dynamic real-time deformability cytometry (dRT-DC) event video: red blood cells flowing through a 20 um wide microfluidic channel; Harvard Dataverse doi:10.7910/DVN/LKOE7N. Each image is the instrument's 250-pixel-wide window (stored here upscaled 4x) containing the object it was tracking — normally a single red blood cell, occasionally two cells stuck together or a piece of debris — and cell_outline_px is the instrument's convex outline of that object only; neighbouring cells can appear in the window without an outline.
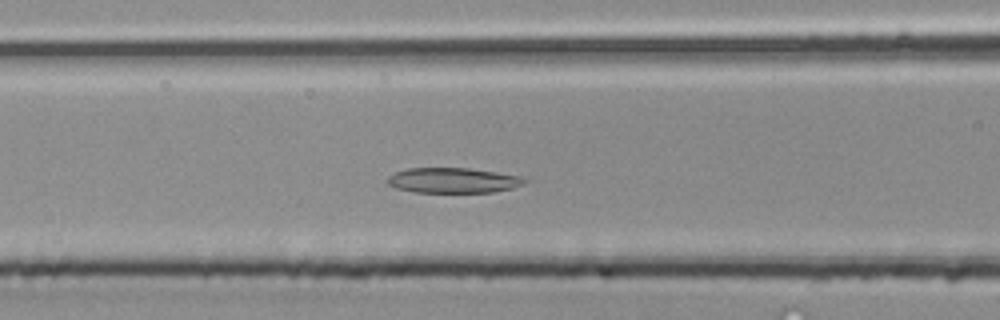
{"species": "common noctule bat (a hibernating species)", "species_latin": "Nyctalus noctula", "temperature_condition": "room temperature", "stored_images_in_passage": 41, "segment_of_instrument_passage": [2, 2], "camera_frame_rate_fps": 3000, "um_per_image_px": 0.085, "animal": {"sex": "male", "body_mass_g": 20.4}, "frame": {"image": 1, "passage_image": 14, "time_ms": 4.333, "image_size_px": [1000, 320], "cell_outline_px": [[528, 180], [524, 184], [512, 188], [492, 192], [412, 192], [396, 188], [388, 184], [388, 176], [396, 172], [408, 168], [468, 168], [496, 172], [520, 176]], "centroid_in_image_um": [38.51, 15.33], "position_along_channel_um": 128.1, "area_um2": 20.06}}
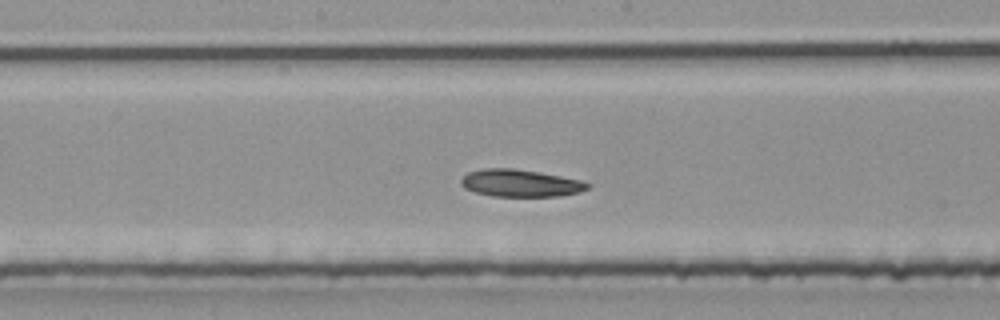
{"frame": {"image": 2, "passage_image": 19, "time_ms": 6.0, "image_size_px": [1000, 320], "cell_outline_px": [[592, 184], [588, 188], [580, 192], [560, 196], [492, 196], [476, 192], [464, 188], [460, 184], [460, 180], [468, 172], [484, 168], [512, 168], [560, 176], [580, 180]], "centroid_in_image_um": [44.22, 15.57], "position_along_channel_um": 204.0, "area_um2": 20.0}}
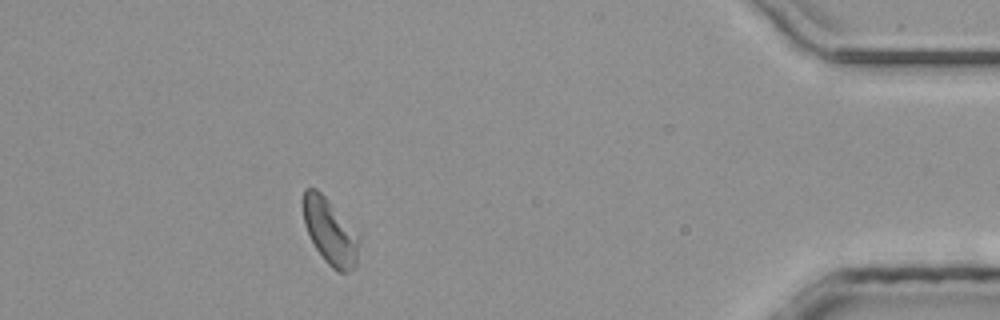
{"frame": {"image": 3, "passage_image": 36, "time_ms": 11.667, "image_size_px": [1000, 320], "cell_outline_px": [[360, 240], [356, 268], [348, 272], [336, 272], [324, 260], [316, 248], [304, 224], [304, 188], [316, 188], [328, 200], [360, 236]], "centroid_in_image_um": [28.09, 19.74], "position_along_channel_um": 407.1, "area_um2": 21.21}}